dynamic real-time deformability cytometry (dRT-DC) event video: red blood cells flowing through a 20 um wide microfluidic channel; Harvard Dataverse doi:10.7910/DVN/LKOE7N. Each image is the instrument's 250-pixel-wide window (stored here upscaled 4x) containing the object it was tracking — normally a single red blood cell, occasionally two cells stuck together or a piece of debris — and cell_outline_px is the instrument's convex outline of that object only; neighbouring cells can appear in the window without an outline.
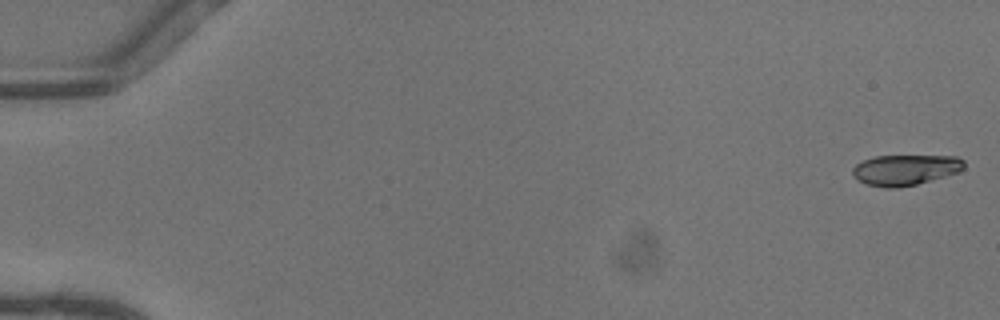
{"species": "common noctule bat (a hibernating species)", "species_latin": "Nyctalus noctula", "temperature_condition": "warm", "stored_images_in_passage": 51, "camera_frame_rate_fps": 3000, "um_per_image_px": 0.085, "animal": {"sex": "female"}, "frame": {"image": 1, "passage_image": 1, "time_ms": 0.0, "image_size_px": [1000, 320], "cell_outline_px": [[964, 168], [960, 172], [916, 184], [896, 188], [884, 188], [868, 184], [856, 180], [852, 172], [852, 168], [856, 164], [864, 160], [876, 156], [956, 156], [964, 160]], "centroid_in_image_um": [76.95, 14.44], "position_along_channel_um": 8.0, "area_um2": 19.88}}
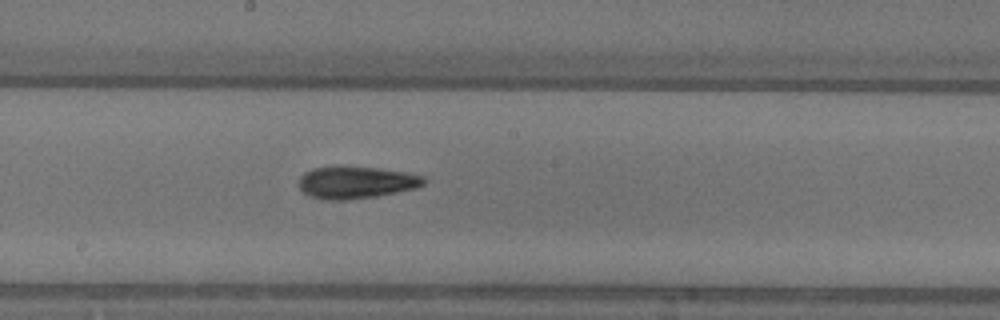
{"frame": {"image": 2, "passage_image": 29, "time_ms": 9.333, "image_size_px": [1000, 320], "cell_outline_px": [[428, 180], [424, 184], [416, 188], [376, 196], [344, 200], [324, 200], [308, 196], [300, 188], [300, 176], [304, 172], [312, 168], [376, 168], [404, 172], [424, 176]], "centroid_in_image_um": [30.28, 15.53], "position_along_channel_um": 217.9, "area_um2": 22.95}}
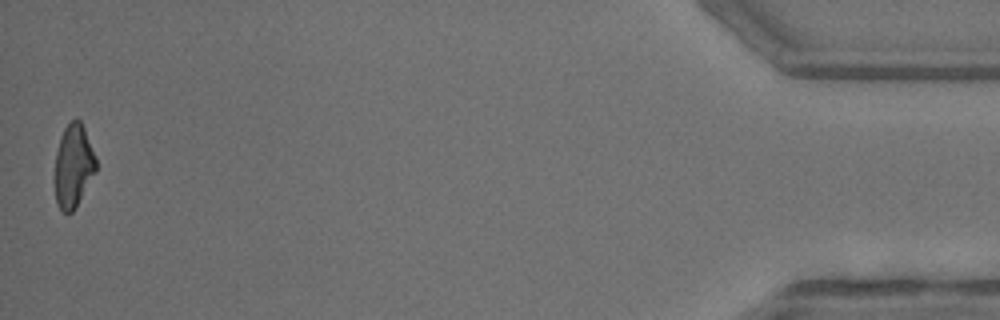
{"frame": {"image": 3, "passage_image": 51, "time_ms": 16.667, "image_size_px": [1000, 320], "cell_outline_px": [[96, 172], [76, 208], [72, 212], [64, 212], [56, 204], [56, 152], [60, 136], [64, 128], [72, 120], [80, 120], [84, 128], [96, 156]], "centroid_in_image_um": [6.26, 14.11], "position_along_channel_um": 428.9, "area_um2": 19.83}, "authors_computed_cell_mechanics": {"area_um2": 21.9062, "velocity_mm_per_s": 4.1248, "shape_relaxation_time_tau1_ms": 3.2199, "shape_relaxation_time_tau2_ms": 2.6568, "deformation_change_tau1": 0.1684, "deformation_change_tau2": 0.1184}}